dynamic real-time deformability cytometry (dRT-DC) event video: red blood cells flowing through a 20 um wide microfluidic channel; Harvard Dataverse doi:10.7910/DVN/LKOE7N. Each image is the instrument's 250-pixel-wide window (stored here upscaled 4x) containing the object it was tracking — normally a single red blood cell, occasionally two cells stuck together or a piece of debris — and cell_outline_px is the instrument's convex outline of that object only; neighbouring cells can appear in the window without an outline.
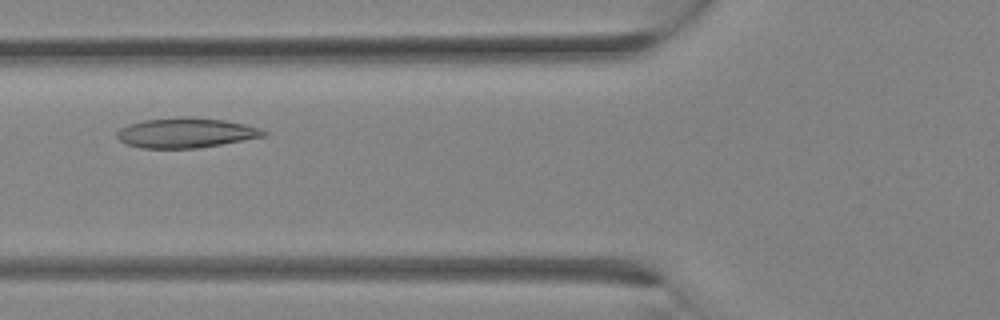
{"species": "Egyptian fruit bat (a non-hibernating species)", "species_latin": "Rousettus aegyptiacus", "temperature_condition": "room temperature", "stored_images_in_passage": 26, "camera_frame_rate_fps": 3000, "um_per_image_px": 0.085, "animal": {"sex": "female"}, "frame": {"image": 1, "passage_image": 8, "time_ms": 2.333, "image_size_px": [1000, 320], "cell_outline_px": [[268, 132], [264, 136], [220, 144], [196, 148], [140, 148], [128, 144], [120, 140], [116, 136], [116, 132], [120, 128], [128, 124], [144, 120], [180, 116], [188, 116], [224, 120], [244, 124], [260, 128]], "centroid_in_image_um": [15.77, 11.28], "position_along_channel_um": 110.0, "area_um2": 25.49}}
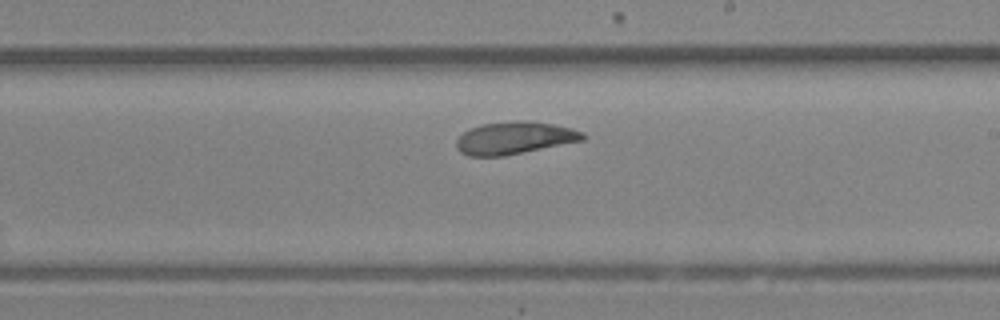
{"frame": {"image": 2, "passage_image": 14, "time_ms": 4.333, "image_size_px": [1000, 320], "cell_outline_px": [[588, 136], [584, 140], [504, 156], [468, 156], [460, 152], [456, 148], [456, 140], [464, 132], [472, 128], [484, 124], [516, 120], [524, 120], [552, 124], [572, 128], [584, 132]], "centroid_in_image_um": [43.76, 11.73], "position_along_channel_um": 245.2, "area_um2": 23.87}}
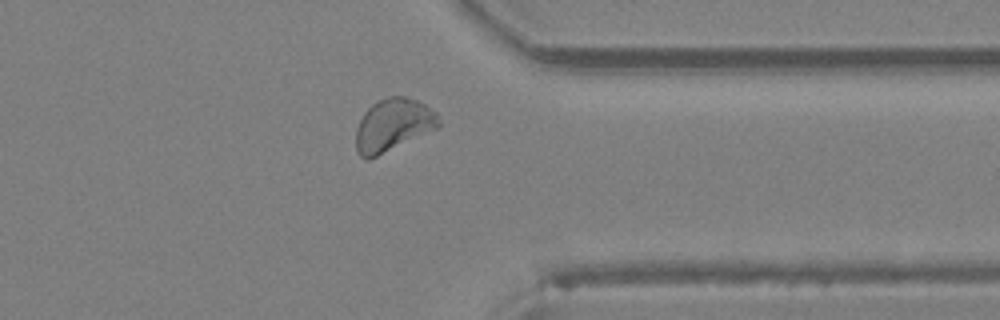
{"frame": {"image": 3, "passage_image": 20, "time_ms": 6.333, "image_size_px": [1000, 320], "cell_outline_px": [[440, 124], [436, 128], [376, 156], [360, 156], [356, 152], [356, 128], [364, 112], [372, 104], [388, 96], [404, 96], [416, 100], [424, 104], [436, 112]], "centroid_in_image_um": [33.39, 10.59], "position_along_channel_um": 378.0, "area_um2": 24.68}}